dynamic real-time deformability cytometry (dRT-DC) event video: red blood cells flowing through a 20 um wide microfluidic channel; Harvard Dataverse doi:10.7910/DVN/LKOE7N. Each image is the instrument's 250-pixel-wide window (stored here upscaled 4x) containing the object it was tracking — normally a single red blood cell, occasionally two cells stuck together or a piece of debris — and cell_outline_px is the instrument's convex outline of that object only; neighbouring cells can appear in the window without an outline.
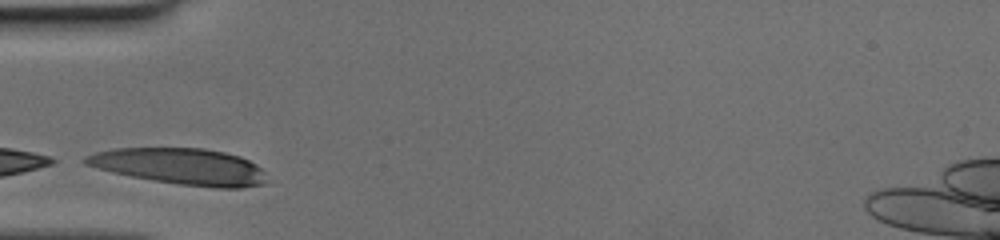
{"species": "human", "species_latin": "Homo sapiens", "temperature_condition": "cold", "stored_images_in_passage": 17, "camera_frame_rate_fps": 3000, "um_per_image_px": 0.085, "donor": {"sex": "female"}, "frame": {"image": 1, "passage_image": 1, "time_ms": 0.0, "image_size_px": [1000, 240], "cell_outline_px": [[264, 184], [240, 188], [216, 188], [180, 184], [132, 176], [112, 172], [84, 164], [84, 160], [88, 156], [96, 152], [116, 148], [204, 148], [224, 152], [240, 156], [256, 164], [264, 172]], "centroid_in_image_um": [15.37, 14.14], "position_along_channel_um": 69.6, "area_um2": 37.86}}
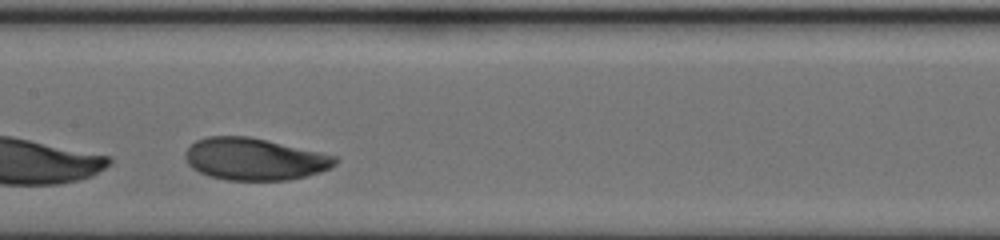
{"frame": {"image": 2, "passage_image": 10, "time_ms": 3.0, "image_size_px": [1000, 240], "cell_outline_px": [[336, 164], [332, 168], [304, 176], [288, 180], [224, 180], [208, 176], [192, 168], [188, 164], [184, 156], [184, 152], [196, 140], [208, 136], [248, 136], [336, 156]], "centroid_in_image_um": [21.58, 13.53], "position_along_channel_um": 185.8, "area_um2": 36.53}}